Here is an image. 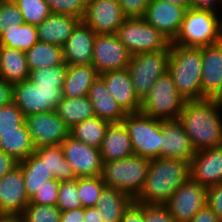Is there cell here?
<instances>
[{"label": "cell", "mask_w": 222, "mask_h": 222, "mask_svg": "<svg viewBox=\"0 0 222 222\" xmlns=\"http://www.w3.org/2000/svg\"><path fill=\"white\" fill-rule=\"evenodd\" d=\"M51 13L54 14H67L77 17L78 19L82 20L86 2L84 0H45Z\"/></svg>", "instance_id": "43"}, {"label": "cell", "mask_w": 222, "mask_h": 222, "mask_svg": "<svg viewBox=\"0 0 222 222\" xmlns=\"http://www.w3.org/2000/svg\"><path fill=\"white\" fill-rule=\"evenodd\" d=\"M122 122L131 139L134 155L149 159L160 157L162 120L136 112L127 113Z\"/></svg>", "instance_id": "7"}, {"label": "cell", "mask_w": 222, "mask_h": 222, "mask_svg": "<svg viewBox=\"0 0 222 222\" xmlns=\"http://www.w3.org/2000/svg\"><path fill=\"white\" fill-rule=\"evenodd\" d=\"M34 153L45 163L54 179L59 182L77 179L71 165L64 158L61 145L41 146Z\"/></svg>", "instance_id": "32"}, {"label": "cell", "mask_w": 222, "mask_h": 222, "mask_svg": "<svg viewBox=\"0 0 222 222\" xmlns=\"http://www.w3.org/2000/svg\"><path fill=\"white\" fill-rule=\"evenodd\" d=\"M99 76L104 80L110 95L126 113L140 112L142 101L136 95L127 68L107 71Z\"/></svg>", "instance_id": "22"}, {"label": "cell", "mask_w": 222, "mask_h": 222, "mask_svg": "<svg viewBox=\"0 0 222 222\" xmlns=\"http://www.w3.org/2000/svg\"><path fill=\"white\" fill-rule=\"evenodd\" d=\"M60 222H84V208L61 211Z\"/></svg>", "instance_id": "53"}, {"label": "cell", "mask_w": 222, "mask_h": 222, "mask_svg": "<svg viewBox=\"0 0 222 222\" xmlns=\"http://www.w3.org/2000/svg\"><path fill=\"white\" fill-rule=\"evenodd\" d=\"M190 177V162L172 158H152L144 186L134 200L141 204H166Z\"/></svg>", "instance_id": "2"}, {"label": "cell", "mask_w": 222, "mask_h": 222, "mask_svg": "<svg viewBox=\"0 0 222 222\" xmlns=\"http://www.w3.org/2000/svg\"><path fill=\"white\" fill-rule=\"evenodd\" d=\"M144 222H174L165 204H144Z\"/></svg>", "instance_id": "45"}, {"label": "cell", "mask_w": 222, "mask_h": 222, "mask_svg": "<svg viewBox=\"0 0 222 222\" xmlns=\"http://www.w3.org/2000/svg\"><path fill=\"white\" fill-rule=\"evenodd\" d=\"M38 41L36 26L25 22L0 35V45L22 50L24 52L34 46Z\"/></svg>", "instance_id": "35"}, {"label": "cell", "mask_w": 222, "mask_h": 222, "mask_svg": "<svg viewBox=\"0 0 222 222\" xmlns=\"http://www.w3.org/2000/svg\"><path fill=\"white\" fill-rule=\"evenodd\" d=\"M150 159L133 155L102 164L101 178L106 187L120 190L135 200L148 174Z\"/></svg>", "instance_id": "4"}, {"label": "cell", "mask_w": 222, "mask_h": 222, "mask_svg": "<svg viewBox=\"0 0 222 222\" xmlns=\"http://www.w3.org/2000/svg\"><path fill=\"white\" fill-rule=\"evenodd\" d=\"M23 22V16L13 0H0V35Z\"/></svg>", "instance_id": "41"}, {"label": "cell", "mask_w": 222, "mask_h": 222, "mask_svg": "<svg viewBox=\"0 0 222 222\" xmlns=\"http://www.w3.org/2000/svg\"><path fill=\"white\" fill-rule=\"evenodd\" d=\"M116 35L132 54L166 49L171 41L143 17L126 18Z\"/></svg>", "instance_id": "9"}, {"label": "cell", "mask_w": 222, "mask_h": 222, "mask_svg": "<svg viewBox=\"0 0 222 222\" xmlns=\"http://www.w3.org/2000/svg\"><path fill=\"white\" fill-rule=\"evenodd\" d=\"M60 215L57 206L28 204L20 218L25 222H60Z\"/></svg>", "instance_id": "39"}, {"label": "cell", "mask_w": 222, "mask_h": 222, "mask_svg": "<svg viewBox=\"0 0 222 222\" xmlns=\"http://www.w3.org/2000/svg\"><path fill=\"white\" fill-rule=\"evenodd\" d=\"M97 77L99 74L92 64L68 65L62 87V96L65 98L87 96L89 88Z\"/></svg>", "instance_id": "26"}, {"label": "cell", "mask_w": 222, "mask_h": 222, "mask_svg": "<svg viewBox=\"0 0 222 222\" xmlns=\"http://www.w3.org/2000/svg\"><path fill=\"white\" fill-rule=\"evenodd\" d=\"M21 12L24 22L34 26L41 24L51 10L45 0H13Z\"/></svg>", "instance_id": "37"}, {"label": "cell", "mask_w": 222, "mask_h": 222, "mask_svg": "<svg viewBox=\"0 0 222 222\" xmlns=\"http://www.w3.org/2000/svg\"><path fill=\"white\" fill-rule=\"evenodd\" d=\"M185 102L186 99L178 93L172 76L167 71L155 81L143 99L140 112L155 119L175 120L179 119Z\"/></svg>", "instance_id": "6"}, {"label": "cell", "mask_w": 222, "mask_h": 222, "mask_svg": "<svg viewBox=\"0 0 222 222\" xmlns=\"http://www.w3.org/2000/svg\"><path fill=\"white\" fill-rule=\"evenodd\" d=\"M188 8L165 0H151L143 18L172 42L180 30Z\"/></svg>", "instance_id": "16"}, {"label": "cell", "mask_w": 222, "mask_h": 222, "mask_svg": "<svg viewBox=\"0 0 222 222\" xmlns=\"http://www.w3.org/2000/svg\"><path fill=\"white\" fill-rule=\"evenodd\" d=\"M222 14L188 8L180 30L171 42L185 47H204L221 41Z\"/></svg>", "instance_id": "5"}, {"label": "cell", "mask_w": 222, "mask_h": 222, "mask_svg": "<svg viewBox=\"0 0 222 222\" xmlns=\"http://www.w3.org/2000/svg\"><path fill=\"white\" fill-rule=\"evenodd\" d=\"M207 187L189 177L165 204L174 222H190L195 214L206 205Z\"/></svg>", "instance_id": "11"}, {"label": "cell", "mask_w": 222, "mask_h": 222, "mask_svg": "<svg viewBox=\"0 0 222 222\" xmlns=\"http://www.w3.org/2000/svg\"><path fill=\"white\" fill-rule=\"evenodd\" d=\"M29 201L22 169L18 165L0 179V215L20 216Z\"/></svg>", "instance_id": "18"}, {"label": "cell", "mask_w": 222, "mask_h": 222, "mask_svg": "<svg viewBox=\"0 0 222 222\" xmlns=\"http://www.w3.org/2000/svg\"><path fill=\"white\" fill-rule=\"evenodd\" d=\"M126 18L117 0H91L82 21L96 34H116Z\"/></svg>", "instance_id": "14"}, {"label": "cell", "mask_w": 222, "mask_h": 222, "mask_svg": "<svg viewBox=\"0 0 222 222\" xmlns=\"http://www.w3.org/2000/svg\"><path fill=\"white\" fill-rule=\"evenodd\" d=\"M202 47L170 43L168 72L178 93L186 101L202 100Z\"/></svg>", "instance_id": "3"}, {"label": "cell", "mask_w": 222, "mask_h": 222, "mask_svg": "<svg viewBox=\"0 0 222 222\" xmlns=\"http://www.w3.org/2000/svg\"><path fill=\"white\" fill-rule=\"evenodd\" d=\"M178 120L196 151L222 145V100L186 101Z\"/></svg>", "instance_id": "1"}, {"label": "cell", "mask_w": 222, "mask_h": 222, "mask_svg": "<svg viewBox=\"0 0 222 222\" xmlns=\"http://www.w3.org/2000/svg\"><path fill=\"white\" fill-rule=\"evenodd\" d=\"M196 150L178 119L162 120L160 157L191 162Z\"/></svg>", "instance_id": "19"}, {"label": "cell", "mask_w": 222, "mask_h": 222, "mask_svg": "<svg viewBox=\"0 0 222 222\" xmlns=\"http://www.w3.org/2000/svg\"><path fill=\"white\" fill-rule=\"evenodd\" d=\"M62 99V87L38 86L29 79L13 84L12 101L23 115L55 111Z\"/></svg>", "instance_id": "10"}, {"label": "cell", "mask_w": 222, "mask_h": 222, "mask_svg": "<svg viewBox=\"0 0 222 222\" xmlns=\"http://www.w3.org/2000/svg\"><path fill=\"white\" fill-rule=\"evenodd\" d=\"M64 158L71 165L76 177L101 176L100 150L68 136L62 143Z\"/></svg>", "instance_id": "15"}, {"label": "cell", "mask_w": 222, "mask_h": 222, "mask_svg": "<svg viewBox=\"0 0 222 222\" xmlns=\"http://www.w3.org/2000/svg\"><path fill=\"white\" fill-rule=\"evenodd\" d=\"M106 184L101 176H86L77 178V191L83 208L95 207Z\"/></svg>", "instance_id": "36"}, {"label": "cell", "mask_w": 222, "mask_h": 222, "mask_svg": "<svg viewBox=\"0 0 222 222\" xmlns=\"http://www.w3.org/2000/svg\"><path fill=\"white\" fill-rule=\"evenodd\" d=\"M99 150L102 163L134 155L131 139L123 122L109 124Z\"/></svg>", "instance_id": "23"}, {"label": "cell", "mask_w": 222, "mask_h": 222, "mask_svg": "<svg viewBox=\"0 0 222 222\" xmlns=\"http://www.w3.org/2000/svg\"><path fill=\"white\" fill-rule=\"evenodd\" d=\"M25 55L29 71L64 63L62 47L41 41L26 50Z\"/></svg>", "instance_id": "33"}, {"label": "cell", "mask_w": 222, "mask_h": 222, "mask_svg": "<svg viewBox=\"0 0 222 222\" xmlns=\"http://www.w3.org/2000/svg\"><path fill=\"white\" fill-rule=\"evenodd\" d=\"M68 65L64 62L53 67H43L32 70L29 73V80L38 86L63 87Z\"/></svg>", "instance_id": "38"}, {"label": "cell", "mask_w": 222, "mask_h": 222, "mask_svg": "<svg viewBox=\"0 0 222 222\" xmlns=\"http://www.w3.org/2000/svg\"><path fill=\"white\" fill-rule=\"evenodd\" d=\"M109 124L110 122L94 116L70 129V136L88 146L99 149Z\"/></svg>", "instance_id": "34"}, {"label": "cell", "mask_w": 222, "mask_h": 222, "mask_svg": "<svg viewBox=\"0 0 222 222\" xmlns=\"http://www.w3.org/2000/svg\"><path fill=\"white\" fill-rule=\"evenodd\" d=\"M190 222H219V221L217 219L216 214L206 204L195 214V216L190 220Z\"/></svg>", "instance_id": "52"}, {"label": "cell", "mask_w": 222, "mask_h": 222, "mask_svg": "<svg viewBox=\"0 0 222 222\" xmlns=\"http://www.w3.org/2000/svg\"><path fill=\"white\" fill-rule=\"evenodd\" d=\"M18 165L22 169L25 191L30 199L46 182L54 179L52 172L48 171L45 163L35 154H31Z\"/></svg>", "instance_id": "30"}, {"label": "cell", "mask_w": 222, "mask_h": 222, "mask_svg": "<svg viewBox=\"0 0 222 222\" xmlns=\"http://www.w3.org/2000/svg\"><path fill=\"white\" fill-rule=\"evenodd\" d=\"M25 124L35 148L61 145L70 135V129L55 111L28 115Z\"/></svg>", "instance_id": "13"}, {"label": "cell", "mask_w": 222, "mask_h": 222, "mask_svg": "<svg viewBox=\"0 0 222 222\" xmlns=\"http://www.w3.org/2000/svg\"><path fill=\"white\" fill-rule=\"evenodd\" d=\"M24 124L25 116L13 101L0 107V132L18 131Z\"/></svg>", "instance_id": "42"}, {"label": "cell", "mask_w": 222, "mask_h": 222, "mask_svg": "<svg viewBox=\"0 0 222 222\" xmlns=\"http://www.w3.org/2000/svg\"><path fill=\"white\" fill-rule=\"evenodd\" d=\"M56 114L64 121L69 129L80 122L95 116L93 105L88 96L65 98L55 108Z\"/></svg>", "instance_id": "31"}, {"label": "cell", "mask_w": 222, "mask_h": 222, "mask_svg": "<svg viewBox=\"0 0 222 222\" xmlns=\"http://www.w3.org/2000/svg\"><path fill=\"white\" fill-rule=\"evenodd\" d=\"M96 33L82 20L64 44L63 59L67 65H90Z\"/></svg>", "instance_id": "21"}, {"label": "cell", "mask_w": 222, "mask_h": 222, "mask_svg": "<svg viewBox=\"0 0 222 222\" xmlns=\"http://www.w3.org/2000/svg\"><path fill=\"white\" fill-rule=\"evenodd\" d=\"M170 45L163 50L132 55L127 66L136 95L143 101L155 81L168 71Z\"/></svg>", "instance_id": "8"}, {"label": "cell", "mask_w": 222, "mask_h": 222, "mask_svg": "<svg viewBox=\"0 0 222 222\" xmlns=\"http://www.w3.org/2000/svg\"><path fill=\"white\" fill-rule=\"evenodd\" d=\"M18 163L13 157L0 150V179L17 167Z\"/></svg>", "instance_id": "50"}, {"label": "cell", "mask_w": 222, "mask_h": 222, "mask_svg": "<svg viewBox=\"0 0 222 222\" xmlns=\"http://www.w3.org/2000/svg\"><path fill=\"white\" fill-rule=\"evenodd\" d=\"M84 222H103L96 207L84 208Z\"/></svg>", "instance_id": "54"}, {"label": "cell", "mask_w": 222, "mask_h": 222, "mask_svg": "<svg viewBox=\"0 0 222 222\" xmlns=\"http://www.w3.org/2000/svg\"><path fill=\"white\" fill-rule=\"evenodd\" d=\"M120 222H144V204L133 201L124 211Z\"/></svg>", "instance_id": "48"}, {"label": "cell", "mask_w": 222, "mask_h": 222, "mask_svg": "<svg viewBox=\"0 0 222 222\" xmlns=\"http://www.w3.org/2000/svg\"><path fill=\"white\" fill-rule=\"evenodd\" d=\"M57 207L60 211L83 207L77 191V179L60 182Z\"/></svg>", "instance_id": "40"}, {"label": "cell", "mask_w": 222, "mask_h": 222, "mask_svg": "<svg viewBox=\"0 0 222 222\" xmlns=\"http://www.w3.org/2000/svg\"><path fill=\"white\" fill-rule=\"evenodd\" d=\"M127 18L144 17L151 0H117Z\"/></svg>", "instance_id": "46"}, {"label": "cell", "mask_w": 222, "mask_h": 222, "mask_svg": "<svg viewBox=\"0 0 222 222\" xmlns=\"http://www.w3.org/2000/svg\"><path fill=\"white\" fill-rule=\"evenodd\" d=\"M202 100H222V41L202 47Z\"/></svg>", "instance_id": "17"}, {"label": "cell", "mask_w": 222, "mask_h": 222, "mask_svg": "<svg viewBox=\"0 0 222 222\" xmlns=\"http://www.w3.org/2000/svg\"><path fill=\"white\" fill-rule=\"evenodd\" d=\"M133 201L120 190L105 187L95 207L98 209L103 222H120L124 211Z\"/></svg>", "instance_id": "28"}, {"label": "cell", "mask_w": 222, "mask_h": 222, "mask_svg": "<svg viewBox=\"0 0 222 222\" xmlns=\"http://www.w3.org/2000/svg\"><path fill=\"white\" fill-rule=\"evenodd\" d=\"M59 185L58 180H49L30 198L29 204L57 206Z\"/></svg>", "instance_id": "44"}, {"label": "cell", "mask_w": 222, "mask_h": 222, "mask_svg": "<svg viewBox=\"0 0 222 222\" xmlns=\"http://www.w3.org/2000/svg\"><path fill=\"white\" fill-rule=\"evenodd\" d=\"M88 98L93 105L96 117L106 120L110 123L122 122L126 112L110 95L104 80L99 76L89 88Z\"/></svg>", "instance_id": "24"}, {"label": "cell", "mask_w": 222, "mask_h": 222, "mask_svg": "<svg viewBox=\"0 0 222 222\" xmlns=\"http://www.w3.org/2000/svg\"><path fill=\"white\" fill-rule=\"evenodd\" d=\"M206 204L216 214L219 222H222V183L207 187Z\"/></svg>", "instance_id": "47"}, {"label": "cell", "mask_w": 222, "mask_h": 222, "mask_svg": "<svg viewBox=\"0 0 222 222\" xmlns=\"http://www.w3.org/2000/svg\"><path fill=\"white\" fill-rule=\"evenodd\" d=\"M80 19L67 14L51 13L41 24L36 26L41 42L63 47Z\"/></svg>", "instance_id": "25"}, {"label": "cell", "mask_w": 222, "mask_h": 222, "mask_svg": "<svg viewBox=\"0 0 222 222\" xmlns=\"http://www.w3.org/2000/svg\"><path fill=\"white\" fill-rule=\"evenodd\" d=\"M190 177L205 187L222 183V145L196 151L190 162Z\"/></svg>", "instance_id": "20"}, {"label": "cell", "mask_w": 222, "mask_h": 222, "mask_svg": "<svg viewBox=\"0 0 222 222\" xmlns=\"http://www.w3.org/2000/svg\"><path fill=\"white\" fill-rule=\"evenodd\" d=\"M189 8L210 10L222 14V0H189Z\"/></svg>", "instance_id": "49"}, {"label": "cell", "mask_w": 222, "mask_h": 222, "mask_svg": "<svg viewBox=\"0 0 222 222\" xmlns=\"http://www.w3.org/2000/svg\"><path fill=\"white\" fill-rule=\"evenodd\" d=\"M131 57L132 54L116 34H96L91 64L99 75L127 68Z\"/></svg>", "instance_id": "12"}, {"label": "cell", "mask_w": 222, "mask_h": 222, "mask_svg": "<svg viewBox=\"0 0 222 222\" xmlns=\"http://www.w3.org/2000/svg\"><path fill=\"white\" fill-rule=\"evenodd\" d=\"M13 84L0 78V107L12 102Z\"/></svg>", "instance_id": "51"}, {"label": "cell", "mask_w": 222, "mask_h": 222, "mask_svg": "<svg viewBox=\"0 0 222 222\" xmlns=\"http://www.w3.org/2000/svg\"><path fill=\"white\" fill-rule=\"evenodd\" d=\"M35 149L26 124L18 127V131L0 132V150L18 162L33 154Z\"/></svg>", "instance_id": "29"}, {"label": "cell", "mask_w": 222, "mask_h": 222, "mask_svg": "<svg viewBox=\"0 0 222 222\" xmlns=\"http://www.w3.org/2000/svg\"><path fill=\"white\" fill-rule=\"evenodd\" d=\"M0 222H14V215H0Z\"/></svg>", "instance_id": "56"}, {"label": "cell", "mask_w": 222, "mask_h": 222, "mask_svg": "<svg viewBox=\"0 0 222 222\" xmlns=\"http://www.w3.org/2000/svg\"><path fill=\"white\" fill-rule=\"evenodd\" d=\"M165 1H168L172 4L179 6L189 7V0H165Z\"/></svg>", "instance_id": "55"}, {"label": "cell", "mask_w": 222, "mask_h": 222, "mask_svg": "<svg viewBox=\"0 0 222 222\" xmlns=\"http://www.w3.org/2000/svg\"><path fill=\"white\" fill-rule=\"evenodd\" d=\"M25 52L0 45V78L9 83H17L29 78Z\"/></svg>", "instance_id": "27"}, {"label": "cell", "mask_w": 222, "mask_h": 222, "mask_svg": "<svg viewBox=\"0 0 222 222\" xmlns=\"http://www.w3.org/2000/svg\"><path fill=\"white\" fill-rule=\"evenodd\" d=\"M14 222H25L20 216L14 215Z\"/></svg>", "instance_id": "57"}]
</instances>
